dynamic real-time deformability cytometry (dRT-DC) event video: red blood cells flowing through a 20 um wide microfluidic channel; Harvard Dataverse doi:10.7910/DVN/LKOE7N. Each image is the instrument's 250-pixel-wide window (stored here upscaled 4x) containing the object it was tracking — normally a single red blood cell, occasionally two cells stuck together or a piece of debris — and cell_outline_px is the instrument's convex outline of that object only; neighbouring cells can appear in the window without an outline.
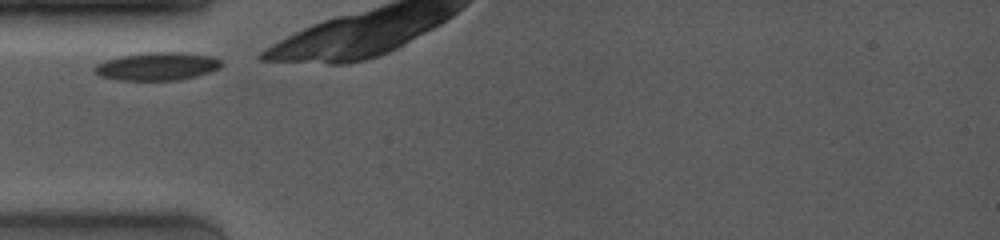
{"species": "common noctule bat (a hibernating species)", "species_latin": "Nyctalus noctula", "temperature_condition": "room temperature", "stored_images_in_passage": 37, "camera_frame_rate_fps": 4000, "um_per_image_px": 0.085, "animal": {"sex": "female", "body_mass_g": 19.0, "forearm_length_mm": 53.3}, "frame": {"image": 1, "passage_image": 1, "time_ms": 0.0, "image_size_px": [1000, 240], "cell_outline_px": [[224, 64], [220, 68], [196, 76], [180, 80], [120, 80], [100, 76], [92, 68], [96, 64], [104, 60], [120, 56], [148, 52], [184, 52], [212, 56], [220, 60]], "centroid_in_image_um": [13.37, 5.63], "position_along_channel_um": 71.6, "area_um2": 20.81}}